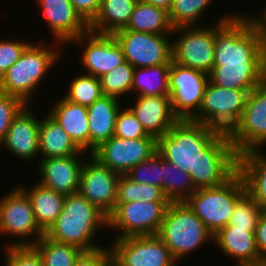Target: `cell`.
Listing matches in <instances>:
<instances>
[{
	"mask_svg": "<svg viewBox=\"0 0 266 266\" xmlns=\"http://www.w3.org/2000/svg\"><path fill=\"white\" fill-rule=\"evenodd\" d=\"M25 105L21 99L0 91V144L3 142L14 117Z\"/></svg>",
	"mask_w": 266,
	"mask_h": 266,
	"instance_id": "41",
	"label": "cell"
},
{
	"mask_svg": "<svg viewBox=\"0 0 266 266\" xmlns=\"http://www.w3.org/2000/svg\"><path fill=\"white\" fill-rule=\"evenodd\" d=\"M119 177L89 154L81 170L79 193L108 217L116 207Z\"/></svg>",
	"mask_w": 266,
	"mask_h": 266,
	"instance_id": "17",
	"label": "cell"
},
{
	"mask_svg": "<svg viewBox=\"0 0 266 266\" xmlns=\"http://www.w3.org/2000/svg\"><path fill=\"white\" fill-rule=\"evenodd\" d=\"M213 243L235 266H260L254 231L227 225L213 236Z\"/></svg>",
	"mask_w": 266,
	"mask_h": 266,
	"instance_id": "23",
	"label": "cell"
},
{
	"mask_svg": "<svg viewBox=\"0 0 266 266\" xmlns=\"http://www.w3.org/2000/svg\"><path fill=\"white\" fill-rule=\"evenodd\" d=\"M48 114L67 132L75 144L90 154V132L87 106L68 101L62 96L50 106Z\"/></svg>",
	"mask_w": 266,
	"mask_h": 266,
	"instance_id": "24",
	"label": "cell"
},
{
	"mask_svg": "<svg viewBox=\"0 0 266 266\" xmlns=\"http://www.w3.org/2000/svg\"><path fill=\"white\" fill-rule=\"evenodd\" d=\"M33 247L39 252L43 266H74L83 252L78 247L51 240L43 235Z\"/></svg>",
	"mask_w": 266,
	"mask_h": 266,
	"instance_id": "33",
	"label": "cell"
},
{
	"mask_svg": "<svg viewBox=\"0 0 266 266\" xmlns=\"http://www.w3.org/2000/svg\"><path fill=\"white\" fill-rule=\"evenodd\" d=\"M266 4V3H265ZM263 10L262 12H258L259 15L253 14V17L257 24L260 26L261 31H262V36H263V43L266 48V5L262 6Z\"/></svg>",
	"mask_w": 266,
	"mask_h": 266,
	"instance_id": "48",
	"label": "cell"
},
{
	"mask_svg": "<svg viewBox=\"0 0 266 266\" xmlns=\"http://www.w3.org/2000/svg\"><path fill=\"white\" fill-rule=\"evenodd\" d=\"M154 6L164 8L169 11L173 0H141Z\"/></svg>",
	"mask_w": 266,
	"mask_h": 266,
	"instance_id": "49",
	"label": "cell"
},
{
	"mask_svg": "<svg viewBox=\"0 0 266 266\" xmlns=\"http://www.w3.org/2000/svg\"><path fill=\"white\" fill-rule=\"evenodd\" d=\"M238 155L266 146V79L248 93L240 120L228 133Z\"/></svg>",
	"mask_w": 266,
	"mask_h": 266,
	"instance_id": "11",
	"label": "cell"
},
{
	"mask_svg": "<svg viewBox=\"0 0 266 266\" xmlns=\"http://www.w3.org/2000/svg\"><path fill=\"white\" fill-rule=\"evenodd\" d=\"M225 13L214 23V62L266 60L262 31L253 15Z\"/></svg>",
	"mask_w": 266,
	"mask_h": 266,
	"instance_id": "4",
	"label": "cell"
},
{
	"mask_svg": "<svg viewBox=\"0 0 266 266\" xmlns=\"http://www.w3.org/2000/svg\"><path fill=\"white\" fill-rule=\"evenodd\" d=\"M2 234L6 237L11 235L15 239L6 242L8 244L3 247L33 246L44 235L37 225L29 196L19 185L0 198V235L3 236Z\"/></svg>",
	"mask_w": 266,
	"mask_h": 266,
	"instance_id": "7",
	"label": "cell"
},
{
	"mask_svg": "<svg viewBox=\"0 0 266 266\" xmlns=\"http://www.w3.org/2000/svg\"><path fill=\"white\" fill-rule=\"evenodd\" d=\"M157 152L156 138L124 139L113 136L91 155L102 165L119 175H126L133 167Z\"/></svg>",
	"mask_w": 266,
	"mask_h": 266,
	"instance_id": "16",
	"label": "cell"
},
{
	"mask_svg": "<svg viewBox=\"0 0 266 266\" xmlns=\"http://www.w3.org/2000/svg\"><path fill=\"white\" fill-rule=\"evenodd\" d=\"M114 136L124 139L155 138L146 133L133 111L125 104L117 114Z\"/></svg>",
	"mask_w": 266,
	"mask_h": 266,
	"instance_id": "39",
	"label": "cell"
},
{
	"mask_svg": "<svg viewBox=\"0 0 266 266\" xmlns=\"http://www.w3.org/2000/svg\"><path fill=\"white\" fill-rule=\"evenodd\" d=\"M264 210L245 192L234 206L228 225L234 228L255 231L259 217Z\"/></svg>",
	"mask_w": 266,
	"mask_h": 266,
	"instance_id": "37",
	"label": "cell"
},
{
	"mask_svg": "<svg viewBox=\"0 0 266 266\" xmlns=\"http://www.w3.org/2000/svg\"><path fill=\"white\" fill-rule=\"evenodd\" d=\"M125 104L113 96H102L87 107L90 154L101 144L114 136L117 114Z\"/></svg>",
	"mask_w": 266,
	"mask_h": 266,
	"instance_id": "25",
	"label": "cell"
},
{
	"mask_svg": "<svg viewBox=\"0 0 266 266\" xmlns=\"http://www.w3.org/2000/svg\"><path fill=\"white\" fill-rule=\"evenodd\" d=\"M157 235L178 263L204 244L213 243L214 236L185 202L169 203Z\"/></svg>",
	"mask_w": 266,
	"mask_h": 266,
	"instance_id": "5",
	"label": "cell"
},
{
	"mask_svg": "<svg viewBox=\"0 0 266 266\" xmlns=\"http://www.w3.org/2000/svg\"><path fill=\"white\" fill-rule=\"evenodd\" d=\"M103 228H108V217L76 192L66 195L62 212L44 235L82 251H91L103 247L95 240Z\"/></svg>",
	"mask_w": 266,
	"mask_h": 266,
	"instance_id": "3",
	"label": "cell"
},
{
	"mask_svg": "<svg viewBox=\"0 0 266 266\" xmlns=\"http://www.w3.org/2000/svg\"><path fill=\"white\" fill-rule=\"evenodd\" d=\"M109 246L123 266H178L157 234L113 239Z\"/></svg>",
	"mask_w": 266,
	"mask_h": 266,
	"instance_id": "15",
	"label": "cell"
},
{
	"mask_svg": "<svg viewBox=\"0 0 266 266\" xmlns=\"http://www.w3.org/2000/svg\"><path fill=\"white\" fill-rule=\"evenodd\" d=\"M34 42L25 48L20 58L0 78V91L28 105H31L33 96L35 99L36 90H39L37 87H40L47 73L56 67L58 61H62V48H66L57 41L51 44L42 40Z\"/></svg>",
	"mask_w": 266,
	"mask_h": 266,
	"instance_id": "2",
	"label": "cell"
},
{
	"mask_svg": "<svg viewBox=\"0 0 266 266\" xmlns=\"http://www.w3.org/2000/svg\"><path fill=\"white\" fill-rule=\"evenodd\" d=\"M120 30L172 34L174 27L167 10L138 0L127 26Z\"/></svg>",
	"mask_w": 266,
	"mask_h": 266,
	"instance_id": "30",
	"label": "cell"
},
{
	"mask_svg": "<svg viewBox=\"0 0 266 266\" xmlns=\"http://www.w3.org/2000/svg\"><path fill=\"white\" fill-rule=\"evenodd\" d=\"M12 39V40H11ZM0 40V78L20 58L25 48L32 42L18 38Z\"/></svg>",
	"mask_w": 266,
	"mask_h": 266,
	"instance_id": "42",
	"label": "cell"
},
{
	"mask_svg": "<svg viewBox=\"0 0 266 266\" xmlns=\"http://www.w3.org/2000/svg\"><path fill=\"white\" fill-rule=\"evenodd\" d=\"M245 192L244 179L237 171L223 185L197 189L185 203L215 235L228 225L236 201Z\"/></svg>",
	"mask_w": 266,
	"mask_h": 266,
	"instance_id": "6",
	"label": "cell"
},
{
	"mask_svg": "<svg viewBox=\"0 0 266 266\" xmlns=\"http://www.w3.org/2000/svg\"><path fill=\"white\" fill-rule=\"evenodd\" d=\"M29 196L39 228L45 233L62 212L66 195L35 182L32 187L19 185ZM29 187V188H28Z\"/></svg>",
	"mask_w": 266,
	"mask_h": 266,
	"instance_id": "28",
	"label": "cell"
},
{
	"mask_svg": "<svg viewBox=\"0 0 266 266\" xmlns=\"http://www.w3.org/2000/svg\"><path fill=\"white\" fill-rule=\"evenodd\" d=\"M106 247L83 251L75 261L74 266H105L106 260L112 255L110 246Z\"/></svg>",
	"mask_w": 266,
	"mask_h": 266,
	"instance_id": "44",
	"label": "cell"
},
{
	"mask_svg": "<svg viewBox=\"0 0 266 266\" xmlns=\"http://www.w3.org/2000/svg\"><path fill=\"white\" fill-rule=\"evenodd\" d=\"M128 107L146 133L158 139L179 120L173 113L169 96H134Z\"/></svg>",
	"mask_w": 266,
	"mask_h": 266,
	"instance_id": "22",
	"label": "cell"
},
{
	"mask_svg": "<svg viewBox=\"0 0 266 266\" xmlns=\"http://www.w3.org/2000/svg\"><path fill=\"white\" fill-rule=\"evenodd\" d=\"M249 92L223 88L209 82L199 112L191 120L229 133L242 116Z\"/></svg>",
	"mask_w": 266,
	"mask_h": 266,
	"instance_id": "9",
	"label": "cell"
},
{
	"mask_svg": "<svg viewBox=\"0 0 266 266\" xmlns=\"http://www.w3.org/2000/svg\"><path fill=\"white\" fill-rule=\"evenodd\" d=\"M135 68L127 61L100 77L103 96H113L121 101L131 95ZM125 95V97H124ZM127 96V97H126Z\"/></svg>",
	"mask_w": 266,
	"mask_h": 266,
	"instance_id": "36",
	"label": "cell"
},
{
	"mask_svg": "<svg viewBox=\"0 0 266 266\" xmlns=\"http://www.w3.org/2000/svg\"><path fill=\"white\" fill-rule=\"evenodd\" d=\"M68 85L69 91L62 97L76 104L88 107L103 96L100 78L93 75L77 73Z\"/></svg>",
	"mask_w": 266,
	"mask_h": 266,
	"instance_id": "35",
	"label": "cell"
},
{
	"mask_svg": "<svg viewBox=\"0 0 266 266\" xmlns=\"http://www.w3.org/2000/svg\"><path fill=\"white\" fill-rule=\"evenodd\" d=\"M169 201L116 202L108 216L107 230H116L114 239L158 234Z\"/></svg>",
	"mask_w": 266,
	"mask_h": 266,
	"instance_id": "8",
	"label": "cell"
},
{
	"mask_svg": "<svg viewBox=\"0 0 266 266\" xmlns=\"http://www.w3.org/2000/svg\"><path fill=\"white\" fill-rule=\"evenodd\" d=\"M208 83V74L171 61L169 97L172 111L178 119L191 120L199 112Z\"/></svg>",
	"mask_w": 266,
	"mask_h": 266,
	"instance_id": "13",
	"label": "cell"
},
{
	"mask_svg": "<svg viewBox=\"0 0 266 266\" xmlns=\"http://www.w3.org/2000/svg\"><path fill=\"white\" fill-rule=\"evenodd\" d=\"M112 35L134 68L171 64L172 34L118 30Z\"/></svg>",
	"mask_w": 266,
	"mask_h": 266,
	"instance_id": "12",
	"label": "cell"
},
{
	"mask_svg": "<svg viewBox=\"0 0 266 266\" xmlns=\"http://www.w3.org/2000/svg\"><path fill=\"white\" fill-rule=\"evenodd\" d=\"M157 152L187 172L196 189L223 185L238 171L228 133L193 120L179 119L157 139Z\"/></svg>",
	"mask_w": 266,
	"mask_h": 266,
	"instance_id": "1",
	"label": "cell"
},
{
	"mask_svg": "<svg viewBox=\"0 0 266 266\" xmlns=\"http://www.w3.org/2000/svg\"><path fill=\"white\" fill-rule=\"evenodd\" d=\"M75 11L89 25L97 16L101 0H70Z\"/></svg>",
	"mask_w": 266,
	"mask_h": 266,
	"instance_id": "45",
	"label": "cell"
},
{
	"mask_svg": "<svg viewBox=\"0 0 266 266\" xmlns=\"http://www.w3.org/2000/svg\"><path fill=\"white\" fill-rule=\"evenodd\" d=\"M68 45L81 46L79 58L82 73L97 78L126 62L123 51L112 34H100L88 30L71 40L65 47Z\"/></svg>",
	"mask_w": 266,
	"mask_h": 266,
	"instance_id": "14",
	"label": "cell"
},
{
	"mask_svg": "<svg viewBox=\"0 0 266 266\" xmlns=\"http://www.w3.org/2000/svg\"><path fill=\"white\" fill-rule=\"evenodd\" d=\"M208 75L219 87L251 91L266 79V60L214 62Z\"/></svg>",
	"mask_w": 266,
	"mask_h": 266,
	"instance_id": "21",
	"label": "cell"
},
{
	"mask_svg": "<svg viewBox=\"0 0 266 266\" xmlns=\"http://www.w3.org/2000/svg\"><path fill=\"white\" fill-rule=\"evenodd\" d=\"M43 22L50 28L52 40L66 46L89 30V25L75 11L70 0H35Z\"/></svg>",
	"mask_w": 266,
	"mask_h": 266,
	"instance_id": "20",
	"label": "cell"
},
{
	"mask_svg": "<svg viewBox=\"0 0 266 266\" xmlns=\"http://www.w3.org/2000/svg\"><path fill=\"white\" fill-rule=\"evenodd\" d=\"M140 184L126 175H120L117 186L116 202H134L140 200Z\"/></svg>",
	"mask_w": 266,
	"mask_h": 266,
	"instance_id": "43",
	"label": "cell"
},
{
	"mask_svg": "<svg viewBox=\"0 0 266 266\" xmlns=\"http://www.w3.org/2000/svg\"><path fill=\"white\" fill-rule=\"evenodd\" d=\"M257 250L259 252L260 266L266 264V210H264L258 219L254 231Z\"/></svg>",
	"mask_w": 266,
	"mask_h": 266,
	"instance_id": "46",
	"label": "cell"
},
{
	"mask_svg": "<svg viewBox=\"0 0 266 266\" xmlns=\"http://www.w3.org/2000/svg\"><path fill=\"white\" fill-rule=\"evenodd\" d=\"M39 127V156L41 159L89 154L82 151L67 132L46 112Z\"/></svg>",
	"mask_w": 266,
	"mask_h": 266,
	"instance_id": "26",
	"label": "cell"
},
{
	"mask_svg": "<svg viewBox=\"0 0 266 266\" xmlns=\"http://www.w3.org/2000/svg\"><path fill=\"white\" fill-rule=\"evenodd\" d=\"M105 266H123L119 261H117L112 255L106 260Z\"/></svg>",
	"mask_w": 266,
	"mask_h": 266,
	"instance_id": "50",
	"label": "cell"
},
{
	"mask_svg": "<svg viewBox=\"0 0 266 266\" xmlns=\"http://www.w3.org/2000/svg\"><path fill=\"white\" fill-rule=\"evenodd\" d=\"M207 25V26H206ZM176 27L172 33V61L209 74L214 64V23L212 26ZM175 36L177 37L175 40Z\"/></svg>",
	"mask_w": 266,
	"mask_h": 266,
	"instance_id": "10",
	"label": "cell"
},
{
	"mask_svg": "<svg viewBox=\"0 0 266 266\" xmlns=\"http://www.w3.org/2000/svg\"><path fill=\"white\" fill-rule=\"evenodd\" d=\"M140 200L145 202L169 201L160 187L142 183L140 184Z\"/></svg>",
	"mask_w": 266,
	"mask_h": 266,
	"instance_id": "47",
	"label": "cell"
},
{
	"mask_svg": "<svg viewBox=\"0 0 266 266\" xmlns=\"http://www.w3.org/2000/svg\"><path fill=\"white\" fill-rule=\"evenodd\" d=\"M3 249L4 266H43L42 258L33 246H8Z\"/></svg>",
	"mask_w": 266,
	"mask_h": 266,
	"instance_id": "40",
	"label": "cell"
},
{
	"mask_svg": "<svg viewBox=\"0 0 266 266\" xmlns=\"http://www.w3.org/2000/svg\"><path fill=\"white\" fill-rule=\"evenodd\" d=\"M215 0H173L169 19L174 28L182 26H202L199 21L204 17ZM213 2V3H212ZM203 16V17H202Z\"/></svg>",
	"mask_w": 266,
	"mask_h": 266,
	"instance_id": "34",
	"label": "cell"
},
{
	"mask_svg": "<svg viewBox=\"0 0 266 266\" xmlns=\"http://www.w3.org/2000/svg\"><path fill=\"white\" fill-rule=\"evenodd\" d=\"M126 176L135 183H146L161 188L162 156L156 152L149 159L133 167Z\"/></svg>",
	"mask_w": 266,
	"mask_h": 266,
	"instance_id": "38",
	"label": "cell"
},
{
	"mask_svg": "<svg viewBox=\"0 0 266 266\" xmlns=\"http://www.w3.org/2000/svg\"><path fill=\"white\" fill-rule=\"evenodd\" d=\"M138 0H101L99 12L89 24V30L114 34L127 26Z\"/></svg>",
	"mask_w": 266,
	"mask_h": 266,
	"instance_id": "29",
	"label": "cell"
},
{
	"mask_svg": "<svg viewBox=\"0 0 266 266\" xmlns=\"http://www.w3.org/2000/svg\"><path fill=\"white\" fill-rule=\"evenodd\" d=\"M30 106L26 104L14 117L3 142L0 144L2 150L7 149L6 151L10 152L12 157L14 156L15 159H20V161L24 160L25 163L26 161H39L37 158H39L41 117Z\"/></svg>",
	"mask_w": 266,
	"mask_h": 266,
	"instance_id": "18",
	"label": "cell"
},
{
	"mask_svg": "<svg viewBox=\"0 0 266 266\" xmlns=\"http://www.w3.org/2000/svg\"><path fill=\"white\" fill-rule=\"evenodd\" d=\"M170 65L135 68L131 96H169Z\"/></svg>",
	"mask_w": 266,
	"mask_h": 266,
	"instance_id": "31",
	"label": "cell"
},
{
	"mask_svg": "<svg viewBox=\"0 0 266 266\" xmlns=\"http://www.w3.org/2000/svg\"><path fill=\"white\" fill-rule=\"evenodd\" d=\"M250 150L238 155V172L242 175L246 192L266 210V152Z\"/></svg>",
	"mask_w": 266,
	"mask_h": 266,
	"instance_id": "27",
	"label": "cell"
},
{
	"mask_svg": "<svg viewBox=\"0 0 266 266\" xmlns=\"http://www.w3.org/2000/svg\"><path fill=\"white\" fill-rule=\"evenodd\" d=\"M161 189L169 202H185L197 190L187 172L163 157Z\"/></svg>",
	"mask_w": 266,
	"mask_h": 266,
	"instance_id": "32",
	"label": "cell"
},
{
	"mask_svg": "<svg viewBox=\"0 0 266 266\" xmlns=\"http://www.w3.org/2000/svg\"><path fill=\"white\" fill-rule=\"evenodd\" d=\"M87 156L75 154L39 159L36 161L37 171L40 173L38 182L64 195L79 192L81 170Z\"/></svg>",
	"mask_w": 266,
	"mask_h": 266,
	"instance_id": "19",
	"label": "cell"
}]
</instances>
